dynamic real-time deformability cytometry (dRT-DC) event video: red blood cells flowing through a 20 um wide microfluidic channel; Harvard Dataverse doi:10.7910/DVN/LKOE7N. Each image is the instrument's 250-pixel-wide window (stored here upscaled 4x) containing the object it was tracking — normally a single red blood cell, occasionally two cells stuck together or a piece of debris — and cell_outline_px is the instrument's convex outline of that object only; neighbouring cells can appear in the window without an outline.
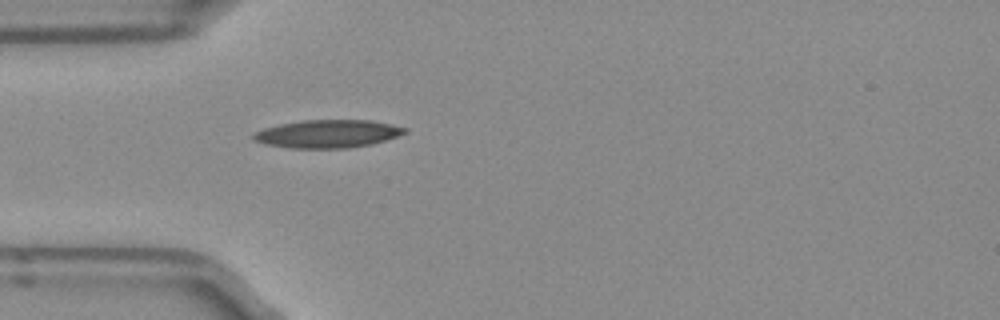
{"species": "Egyptian fruit bat (a non-hibernating species)", "species_latin": "Rousettus aegyptiacus", "temperature_condition": "room temperature", "stored_images_in_passage": 37, "camera_frame_rate_fps": 3000, "um_per_image_px": 0.085, "frame": {"image": 1, "passage_image": 1, "time_ms": 0.0, "image_size_px": [1000, 320], "cell_outline_px": [[408, 132], [372, 144], [348, 148], [288, 148], [268, 144], [252, 140], [252, 136], [256, 132], [264, 128], [280, 124], [300, 120], [372, 120], [408, 128]], "centroid_in_image_um": [27.86, 11.37], "position_along_channel_um": 57.1, "area_um2": 24.62}}
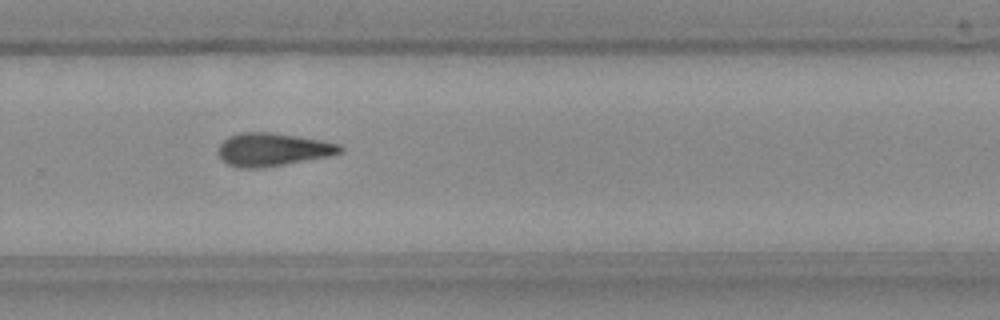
{"frame": {"image": 2, "passage_image": 20, "time_ms": 6.333, "image_size_px": [1000, 320], "cell_outline_px": [[344, 148], [340, 152], [328, 156], [284, 164], [260, 168], [240, 168], [228, 164], [220, 156], [220, 144], [228, 136], [240, 132], [268, 132], [320, 140], [340, 144]], "centroid_in_image_um": [23.17, 12.7], "position_along_channel_um": 306.6, "area_um2": 23.0}}
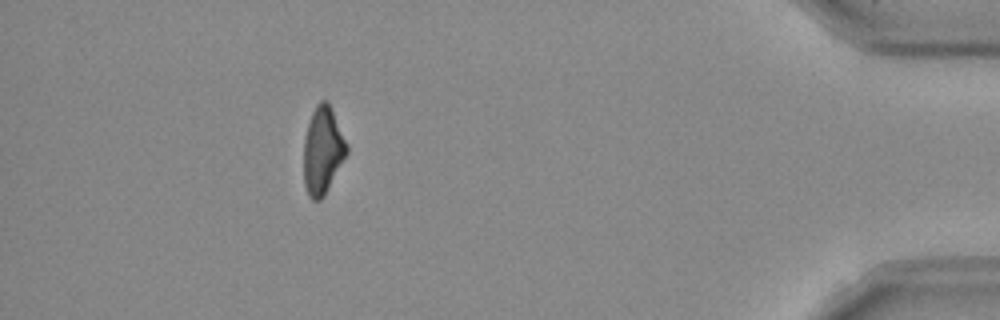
{"frame": {"image": 3, "passage_image": 32, "time_ms": 10.333, "image_size_px": [1000, 320], "cell_outline_px": [[348, 152], [324, 196], [320, 200], [312, 200], [308, 196], [304, 184], [304, 136], [312, 112], [316, 104], [320, 100], [328, 100], [332, 108], [348, 144]], "centroid_in_image_um": [27.43, 12.76], "position_along_channel_um": 407.8, "area_um2": 22.08}, "authors_computed_cell_mechanics": {"area_um2": 23.0622, "velocity_mm_per_s": 3.9742, "shape_relaxation_time_tau1_ms": 8.6944, "shape_relaxation_time_tau2_ms": null, "deformation_change_tau1": 0.2434, "deformation_change_tau2": null}}